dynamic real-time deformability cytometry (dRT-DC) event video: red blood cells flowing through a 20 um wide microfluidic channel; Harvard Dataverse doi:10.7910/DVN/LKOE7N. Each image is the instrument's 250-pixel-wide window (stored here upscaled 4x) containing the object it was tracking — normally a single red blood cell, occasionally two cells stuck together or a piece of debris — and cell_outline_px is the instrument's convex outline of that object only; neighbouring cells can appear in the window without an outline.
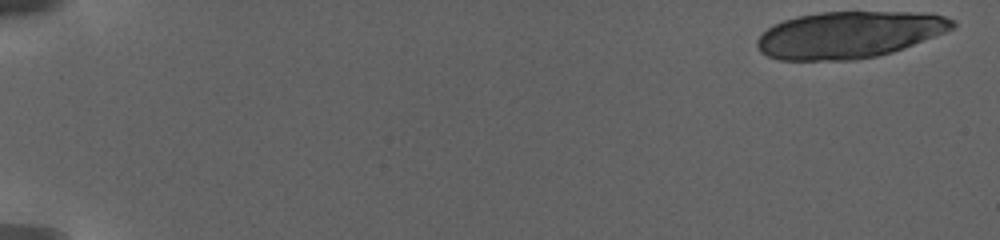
{"species": "human", "species_latin": "Homo sapiens", "temperature_condition": "warm", "stored_images_in_passage": 2, "camera_frame_rate_fps": 3000, "um_per_image_px": 0.085, "donor": {"sex": "female"}, "frame": {"image": 1, "passage_image": 1, "time_ms": 0.0, "image_size_px": [1000, 240], "cell_outline_px": [[956, 24], [952, 28], [944, 32], [904, 48], [892, 52], [876, 56], [856, 60], [780, 60], [768, 56], [760, 52], [756, 48], [756, 40], [772, 24], [784, 20], [800, 16], [820, 12], [908, 12], [944, 16], [952, 20]], "centroid_in_image_um": [72.1, 2.96], "position_along_channel_um": 12.9, "area_um2": 52.89}}